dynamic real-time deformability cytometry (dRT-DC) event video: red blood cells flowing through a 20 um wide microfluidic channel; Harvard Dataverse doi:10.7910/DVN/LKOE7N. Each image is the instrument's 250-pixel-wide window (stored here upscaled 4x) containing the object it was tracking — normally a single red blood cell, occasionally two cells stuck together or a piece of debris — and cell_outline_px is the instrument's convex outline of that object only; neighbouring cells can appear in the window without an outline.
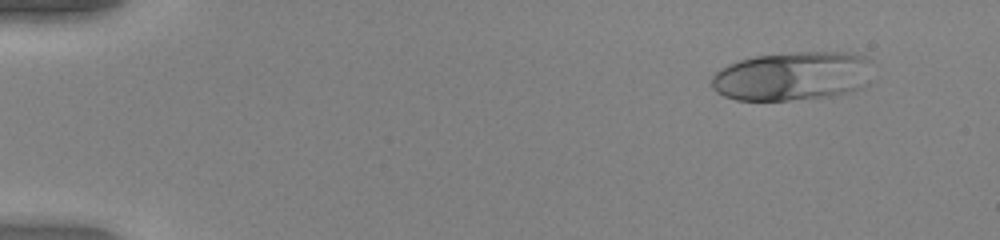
{"species": "human", "species_latin": "Homo sapiens", "temperature_condition": "warm", "stored_images_in_passage": 47, "camera_frame_rate_fps": 3000, "um_per_image_px": 0.085, "donor": {"sex": "female"}, "frame": {"image": 1, "passage_image": 1, "time_ms": 0.0, "image_size_px": [1000, 240], "cell_outline_px": [[872, 60], [868, 84], [864, 88], [832, 96], [788, 100], [736, 100], [724, 96], [716, 92], [712, 88], [712, 76], [720, 68], [728, 64], [740, 60], [756, 56], [796, 52], [848, 52], [864, 56]], "centroid_in_image_um": [67.39, 6.47], "position_along_channel_um": 17.6, "area_um2": 46.3}}
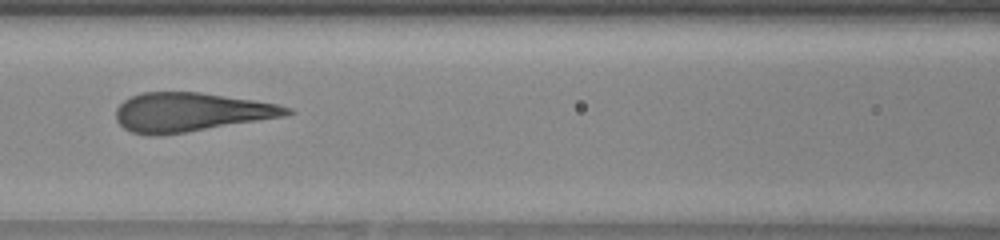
{"frame": {"image": 2, "passage_image": 20, "time_ms": 6.333, "image_size_px": [1000, 240], "cell_outline_px": [[296, 112], [284, 116], [184, 132], [156, 136], [148, 136], [132, 132], [124, 128], [116, 120], [116, 108], [124, 100], [132, 96], [144, 92], [200, 92], [252, 100], [276, 104], [292, 108]], "centroid_in_image_um": [16.18, 9.53], "position_along_channel_um": 150.4, "area_um2": 38.38}}
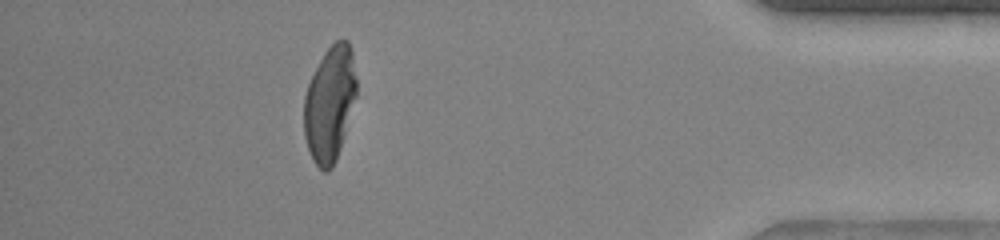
{"frame": {"image": 3, "passage_image": 42, "time_ms": 13.667, "image_size_px": [1000, 240], "cell_outline_px": [[356, 96], [340, 148], [336, 160], [332, 168], [328, 172], [324, 172], [312, 160], [304, 136], [304, 96], [308, 84], [324, 52], [336, 40], [348, 40], [352, 52], [356, 80]], "centroid_in_image_um": [28.01, 8.83], "position_along_channel_um": 407.2, "area_um2": 34.97}}